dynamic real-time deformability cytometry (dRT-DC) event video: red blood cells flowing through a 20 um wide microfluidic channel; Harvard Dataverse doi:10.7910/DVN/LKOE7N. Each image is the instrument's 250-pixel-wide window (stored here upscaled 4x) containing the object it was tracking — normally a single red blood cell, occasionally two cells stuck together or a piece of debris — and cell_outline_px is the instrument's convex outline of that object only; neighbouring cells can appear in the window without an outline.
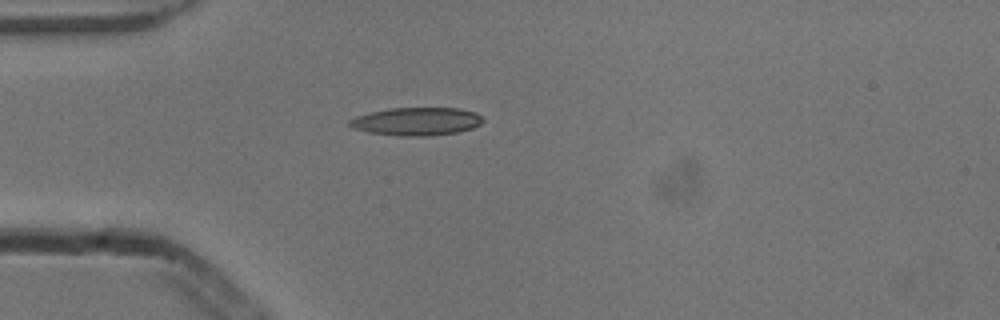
{"species": "common noctule bat (a hibernating species)", "species_latin": "Nyctalus noctula", "temperature_condition": "cold", "stored_images_in_passage": 2, "camera_frame_rate_fps": 3000, "um_per_image_px": 0.085, "animal": {"sex": "male", "body_mass_g": 13.3}, "frame": {"image": 1, "passage_image": 1, "time_ms": 0.0, "image_size_px": [1000, 320], "cell_outline_px": [[484, 120], [480, 124], [472, 128], [456, 132], [424, 136], [400, 136], [368, 132], [352, 128], [348, 124], [348, 120], [356, 116], [368, 112], [388, 108], [460, 108], [476, 112]], "centroid_in_image_um": [35.37, 10.31], "position_along_channel_um": 49.6, "area_um2": 21.85}}